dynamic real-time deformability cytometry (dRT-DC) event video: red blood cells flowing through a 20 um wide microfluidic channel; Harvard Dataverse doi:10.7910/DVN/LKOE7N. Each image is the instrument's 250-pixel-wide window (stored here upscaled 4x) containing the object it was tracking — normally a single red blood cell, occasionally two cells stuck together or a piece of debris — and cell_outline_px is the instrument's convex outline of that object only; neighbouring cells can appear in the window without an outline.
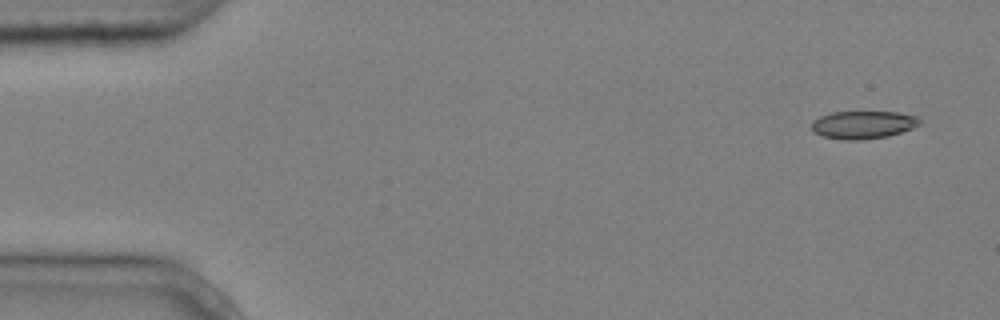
{"species": "common noctule bat (a hibernating species)", "species_latin": "Nyctalus noctula", "temperature_condition": "cold", "stored_images_in_passage": 4, "camera_frame_rate_fps": 3000, "um_per_image_px": 0.085, "animal": {"sex": "male", "body_mass_g": 20.4}, "frame": {"image": 1, "passage_image": 1, "time_ms": 0.0, "image_size_px": [1000, 320], "cell_outline_px": [[920, 124], [912, 128], [888, 136], [856, 140], [848, 140], [824, 136], [812, 132], [812, 120], [820, 116], [832, 112], [896, 112], [916, 116], [920, 120]], "centroid_in_image_um": [73.34, 10.6], "position_along_channel_um": 11.7, "area_um2": 17.34}}
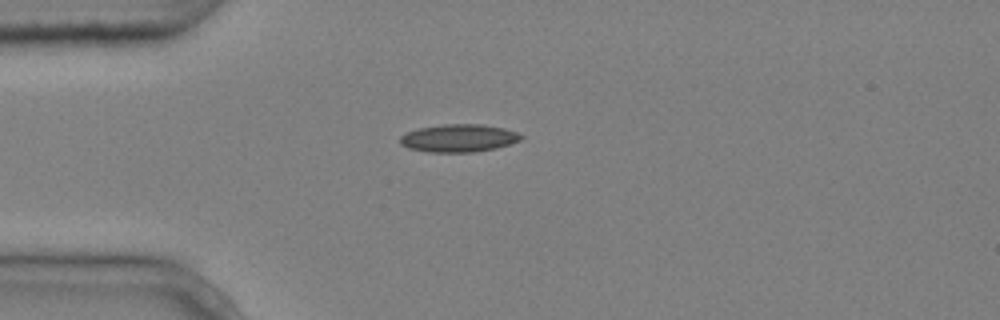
{"frame": {"image": 2, "passage_image": 4, "time_ms": 1.0, "image_size_px": [1000, 320], "cell_outline_px": [[524, 136], [520, 140], [496, 148], [472, 152], [428, 152], [408, 148], [400, 144], [400, 136], [416, 128], [444, 124], [484, 124], [504, 128], [516, 132]], "centroid_in_image_um": [38.97, 11.73], "position_along_channel_um": 46.0, "area_um2": 19.59}}